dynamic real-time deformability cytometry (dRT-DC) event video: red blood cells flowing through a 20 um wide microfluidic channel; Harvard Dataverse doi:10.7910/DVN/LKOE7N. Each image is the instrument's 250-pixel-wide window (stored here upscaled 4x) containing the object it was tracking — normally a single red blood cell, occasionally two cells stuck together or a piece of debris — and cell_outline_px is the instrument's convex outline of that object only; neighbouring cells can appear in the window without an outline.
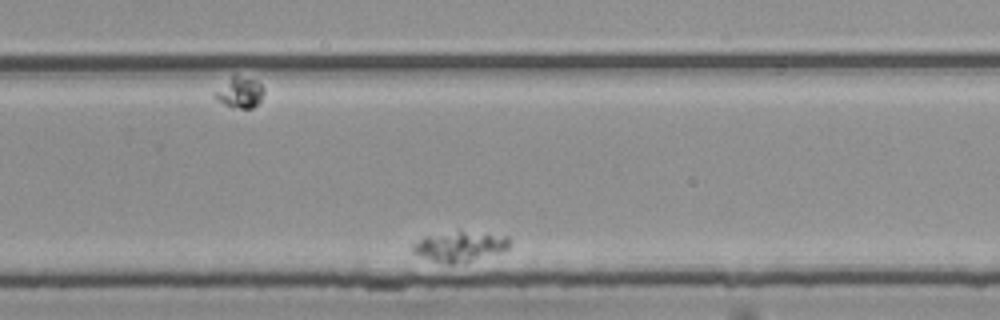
{"species": "common noctule bat (a hibernating species)", "species_latin": "Nyctalus noctula", "temperature_condition": "room temperature", "stored_images_in_passage": 39, "camera_frame_rate_fps": 3000, "um_per_image_px": 0.085, "animal": {"sex": "female", "body_mass_g": 25.1}, "frame": {"image": 1, "passage_image": 31, "time_ms": 10.0, "image_size_px": [1000, 320], "cell_outline_px": [[512, 240], [508, 248], [500, 252], [452, 264], [432, 260], [416, 256], [412, 252], [412, 244], [424, 236], [460, 232], [464, 232], [508, 236]], "centroid_in_image_um": [39.04, 20.95], "position_along_channel_um": 290.8, "area_um2": 16.36}}
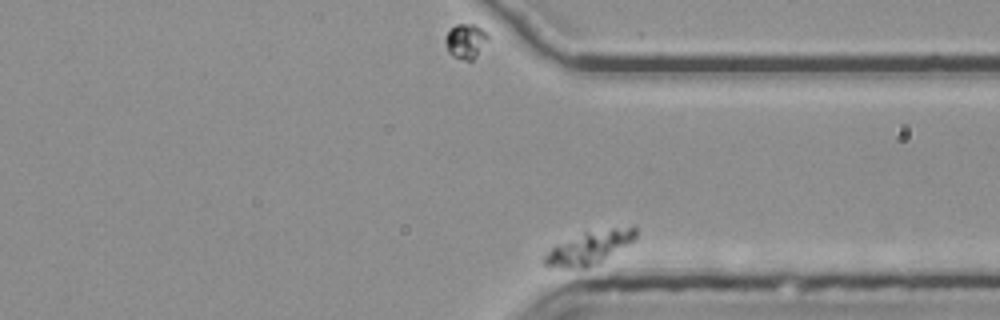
{"frame": {"image": 2, "passage_image": 39, "time_ms": 12.667, "image_size_px": [1000, 320], "cell_outline_px": [[636, 240], [596, 264], [584, 268], [548, 268], [540, 260], [540, 256], [552, 248], [584, 232], [632, 224], [636, 228]], "centroid_in_image_um": [50.1, 21.06], "position_along_channel_um": 361.3, "area_um2": 17.92}}